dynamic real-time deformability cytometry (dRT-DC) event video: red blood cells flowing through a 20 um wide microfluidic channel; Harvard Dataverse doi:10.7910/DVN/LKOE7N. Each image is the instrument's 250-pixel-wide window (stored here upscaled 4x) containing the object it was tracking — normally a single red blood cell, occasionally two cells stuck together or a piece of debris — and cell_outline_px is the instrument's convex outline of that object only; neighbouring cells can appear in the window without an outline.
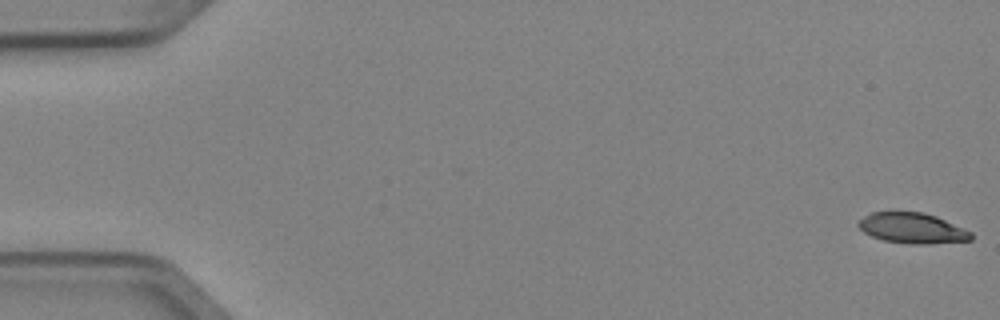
{"species": "Egyptian fruit bat (a non-hibernating species)", "species_latin": "Rousettus aegyptiacus", "temperature_condition": "cold", "stored_images_in_passage": 5, "camera_frame_rate_fps": 3000, "um_per_image_px": 0.085, "animal": {"sex": "female"}, "frame": {"image": 1, "passage_image": 1, "time_ms": 0.0, "image_size_px": [1000, 320], "cell_outline_px": [[972, 240], [924, 244], [912, 244], [884, 240], [872, 236], [864, 232], [856, 224], [864, 216], [872, 212], [924, 212], [936, 216], [964, 228], [972, 232]], "centroid_in_image_um": [77.55, 19.39], "position_along_channel_um": 7.4, "area_um2": 19.88}}
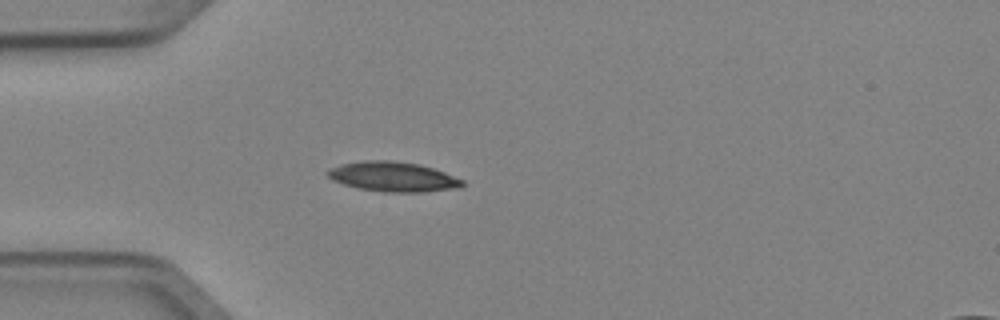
{"frame": {"image": 2, "passage_image": 5, "time_ms": 1.333, "image_size_px": [1000, 320], "cell_outline_px": [[464, 184], [460, 188], [424, 192], [384, 192], [360, 188], [344, 184], [332, 180], [324, 172], [328, 168], [340, 164], [364, 160], [392, 160], [420, 164], [444, 172], [464, 180]], "centroid_in_image_um": [33.39, 15.01], "position_along_channel_um": 51.6, "area_um2": 23.58}}